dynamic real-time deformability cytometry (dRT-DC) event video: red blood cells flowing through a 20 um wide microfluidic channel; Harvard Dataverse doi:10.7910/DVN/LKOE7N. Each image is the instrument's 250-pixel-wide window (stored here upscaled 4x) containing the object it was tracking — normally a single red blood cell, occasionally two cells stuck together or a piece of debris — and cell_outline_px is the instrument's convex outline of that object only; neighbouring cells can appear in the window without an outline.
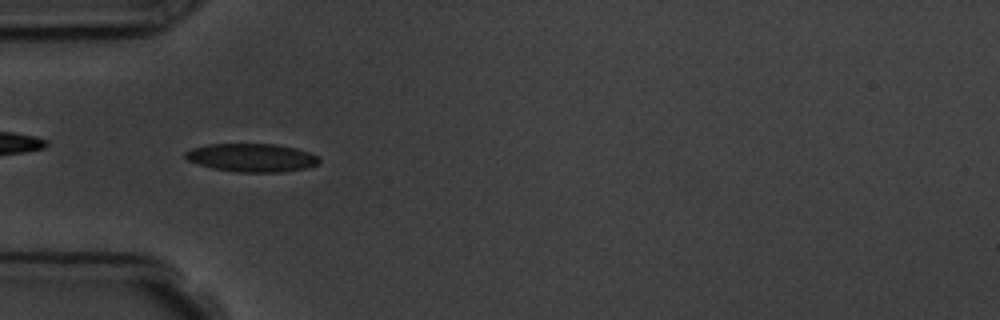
{"species": "common noctule bat (a hibernating species)", "species_latin": "Nyctalus noctula", "temperature_condition": "room temperature", "stored_images_in_passage": 5, "camera_frame_rate_fps": 3000, "um_per_image_px": 0.085, "animal": {"sex": "male", "body_mass_g": 19.5, "forearm_length_mm": 54.6}, "frame": {"image": 1, "passage_image": 5, "time_ms": 4.667, "image_size_px": [1000, 320], "cell_outline_px": [[320, 164], [304, 168], [280, 172], [236, 172], [212, 168], [188, 160], [184, 156], [184, 152], [192, 148], [208, 144], [276, 144], [296, 148], [320, 156]], "centroid_in_image_um": [21.42, 13.4], "position_along_channel_um": 63.6, "area_um2": 22.08}}